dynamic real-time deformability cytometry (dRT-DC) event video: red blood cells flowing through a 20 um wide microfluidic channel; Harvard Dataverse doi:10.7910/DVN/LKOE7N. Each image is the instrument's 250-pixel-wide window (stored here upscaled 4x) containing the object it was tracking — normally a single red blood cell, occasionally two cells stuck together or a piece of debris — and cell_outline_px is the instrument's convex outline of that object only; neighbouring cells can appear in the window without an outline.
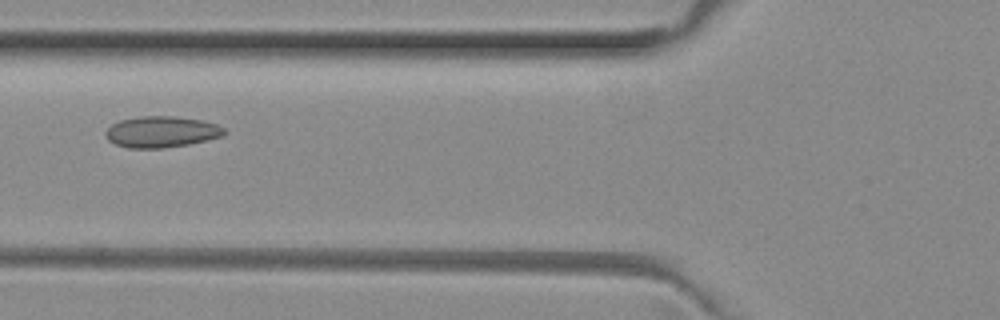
{"species": "common noctule bat (a hibernating species)", "species_latin": "Nyctalus noctula", "temperature_condition": "room temperature", "stored_images_in_passage": 38, "camera_frame_rate_fps": 3000, "um_per_image_px": 0.085, "animal": {"sex": "female", "body_mass_g": 29.2, "forearm_length_mm": 56.3}, "frame": {"image": 1, "passage_image": 6, "time_ms": 1.667, "image_size_px": [1000, 320], "cell_outline_px": [[228, 132], [220, 136], [208, 140], [188, 144], [164, 148], [128, 148], [116, 144], [108, 140], [104, 136], [104, 132], [112, 124], [120, 120], [140, 116], [176, 116], [200, 120], [216, 124], [224, 128]], "centroid_in_image_um": [13.7, 11.21], "position_along_channel_um": 112.1, "area_um2": 21.62}}
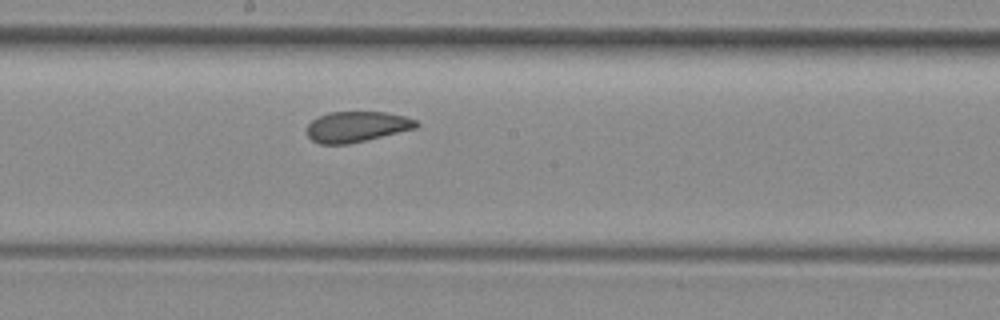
{"frame": {"image": 2, "passage_image": 14, "time_ms": 4.333, "image_size_px": [1000, 320], "cell_outline_px": [[420, 124], [416, 128], [348, 144], [320, 144], [312, 140], [308, 136], [308, 124], [312, 120], [328, 112], [384, 112], [404, 116], [416, 120]], "centroid_in_image_um": [30.32, 10.77], "position_along_channel_um": 217.9, "area_um2": 19.31}}
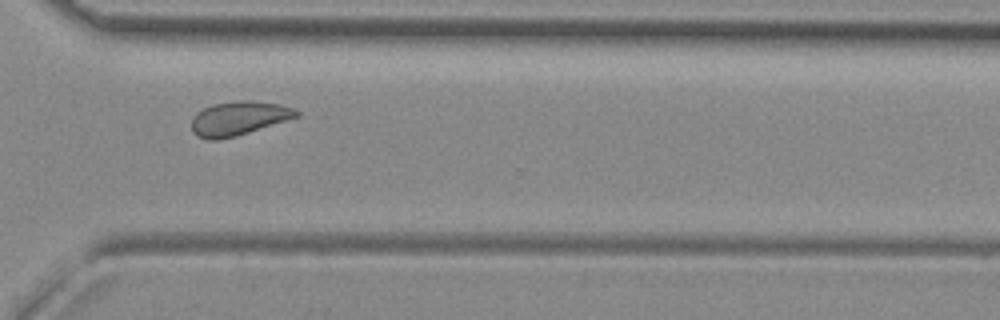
{"frame": {"image": 3, "passage_image": 24, "time_ms": 7.667, "image_size_px": [1000, 320], "cell_outline_px": [[300, 116], [236, 136], [216, 140], [208, 140], [196, 136], [192, 132], [192, 120], [196, 112], [212, 104], [240, 100], [252, 100], [280, 104], [296, 108], [300, 112]], "centroid_in_image_um": [20.3, 10.05], "position_along_channel_um": 350.3, "area_um2": 20.92}, "authors_computed_cell_mechanics": {"area_um2": 20.6057, "velocity_mm_per_s": 3.966, "shape_relaxation_time_tau1_ms": 6.626, "shape_relaxation_time_tau2_ms": 1.4255, "deformation_change_tau1": 0.1019, "deformation_change_tau2": 0.0805}}